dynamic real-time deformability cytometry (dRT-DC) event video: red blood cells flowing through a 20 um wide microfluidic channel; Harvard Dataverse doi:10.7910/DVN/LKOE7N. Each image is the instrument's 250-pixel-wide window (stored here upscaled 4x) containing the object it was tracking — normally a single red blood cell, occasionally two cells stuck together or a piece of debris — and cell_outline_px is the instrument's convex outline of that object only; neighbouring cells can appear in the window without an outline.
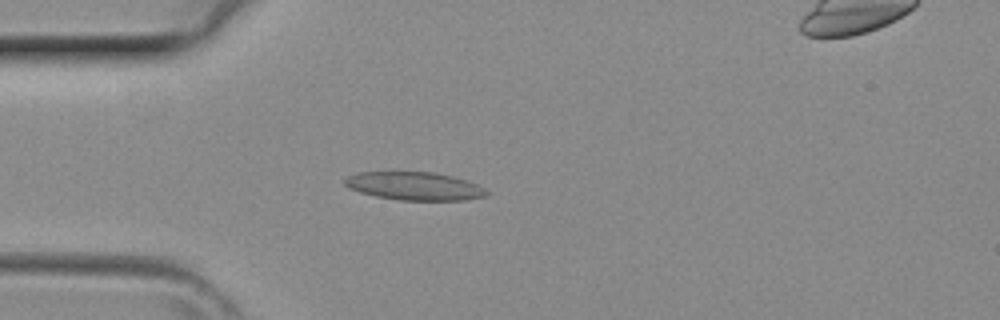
{"species": "common noctule bat (a hibernating species)", "species_latin": "Nyctalus noctula", "temperature_condition": "room temperature", "stored_images_in_passage": 33, "camera_frame_rate_fps": 3000, "um_per_image_px": 0.085, "animal": {"sex": "female", "body_mass_g": 29.2, "forearm_length_mm": 56.3}, "frame": {"image": 1, "passage_image": 2, "time_ms": 0.333, "image_size_px": [1000, 320], "cell_outline_px": [[488, 196], [464, 200], [400, 200], [376, 196], [360, 192], [348, 188], [344, 184], [344, 180], [348, 176], [356, 172], [392, 168], [436, 172], [452, 176], [476, 184], [484, 188], [488, 192]], "centroid_in_image_um": [35.14, 15.75], "position_along_channel_um": 49.9, "area_um2": 24.39}}
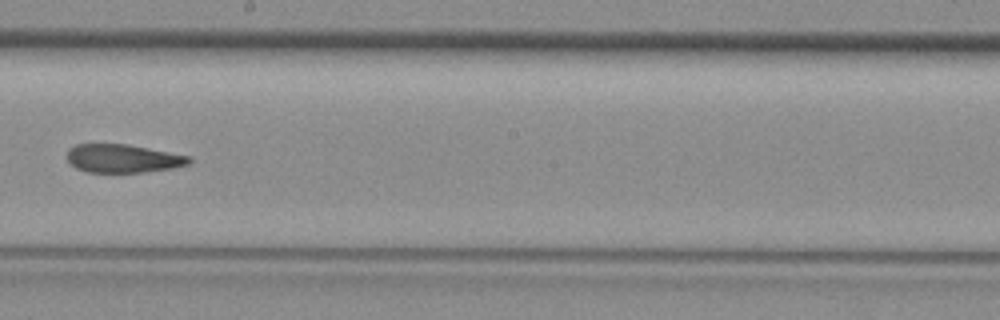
{"frame": {"image": 2, "passage_image": 14, "time_ms": 4.333, "image_size_px": [1000, 320], "cell_outline_px": [[192, 160], [188, 164], [172, 168], [140, 172], [88, 172], [76, 168], [68, 160], [68, 148], [76, 144], [128, 144], [188, 156]], "centroid_in_image_um": [10.42, 13.46], "position_along_channel_um": 237.8, "area_um2": 19.88}}
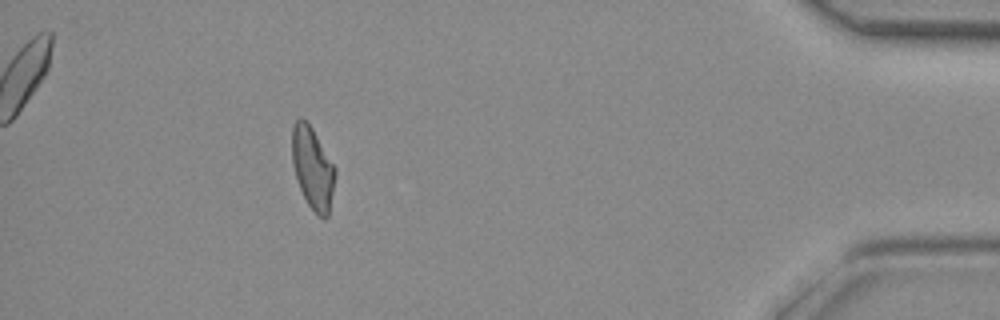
{"frame": {"image": 3, "passage_image": 28, "time_ms": 9.0, "image_size_px": [1000, 320], "cell_outline_px": [[336, 172], [328, 216], [324, 220], [316, 216], [308, 204], [300, 188], [292, 164], [292, 124], [300, 116], [312, 128], [336, 168]], "centroid_in_image_um": [26.57, 14.3], "position_along_channel_um": 408.6, "area_um2": 20.58}}